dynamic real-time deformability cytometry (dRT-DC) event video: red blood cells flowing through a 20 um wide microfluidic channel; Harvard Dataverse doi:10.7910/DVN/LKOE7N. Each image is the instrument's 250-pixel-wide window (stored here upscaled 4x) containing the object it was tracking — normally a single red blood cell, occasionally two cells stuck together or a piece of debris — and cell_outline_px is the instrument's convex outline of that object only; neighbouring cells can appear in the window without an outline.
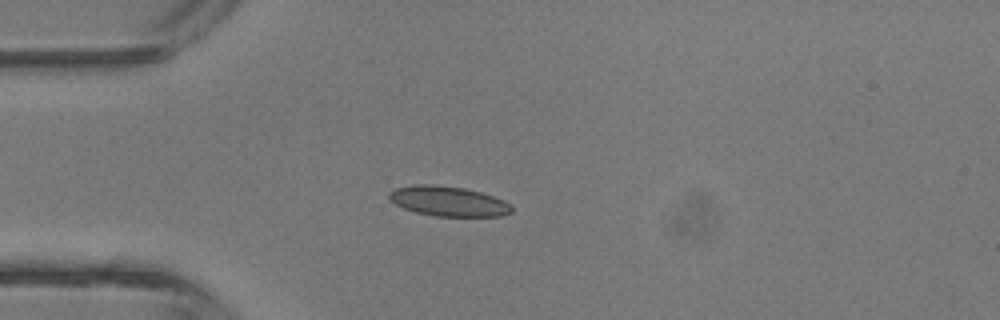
{"species": "common noctule bat (a hibernating species)", "species_latin": "Nyctalus noctula", "temperature_condition": "room temperature", "stored_images_in_passage": 4, "camera_frame_rate_fps": 3000, "um_per_image_px": 0.085, "animal": {"sex": "male", "body_mass_g": 13.3}, "frame": {"image": 1, "passage_image": 3, "time_ms": 2.333, "image_size_px": [1000, 320], "cell_outline_px": [[512, 212], [504, 216], [436, 216], [416, 212], [404, 208], [388, 200], [388, 192], [396, 188], [412, 184], [432, 184], [464, 188], [480, 192], [504, 200], [512, 208]], "centroid_in_image_um": [38.07, 17.1], "position_along_channel_um": 46.9, "area_um2": 21.39}}